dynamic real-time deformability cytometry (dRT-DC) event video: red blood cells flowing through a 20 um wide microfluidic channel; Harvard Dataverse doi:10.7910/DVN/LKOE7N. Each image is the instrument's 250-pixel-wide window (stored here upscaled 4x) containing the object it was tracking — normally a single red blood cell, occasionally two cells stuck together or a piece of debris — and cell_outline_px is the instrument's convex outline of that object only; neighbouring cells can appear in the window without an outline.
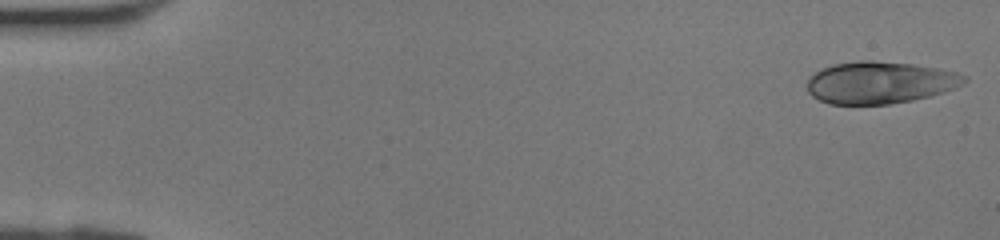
{"species": "human", "species_latin": "Homo sapiens", "temperature_condition": "room temperature", "stored_images_in_passage": 41, "camera_frame_rate_fps": 3000, "um_per_image_px": 0.085, "donor": {"sex": "female"}, "frame": {"image": 1, "passage_image": 1, "time_ms": 0.0, "image_size_px": [1000, 240], "cell_outline_px": [[968, 80], [956, 88], [928, 96], [912, 100], [888, 104], [828, 104], [812, 96], [808, 92], [808, 80], [816, 72], [832, 64], [860, 60], [872, 60], [912, 64], [940, 68], [956, 72], [968, 76]], "centroid_in_image_um": [74.81, 7.01], "position_along_channel_um": 10.2, "area_um2": 38.49}}
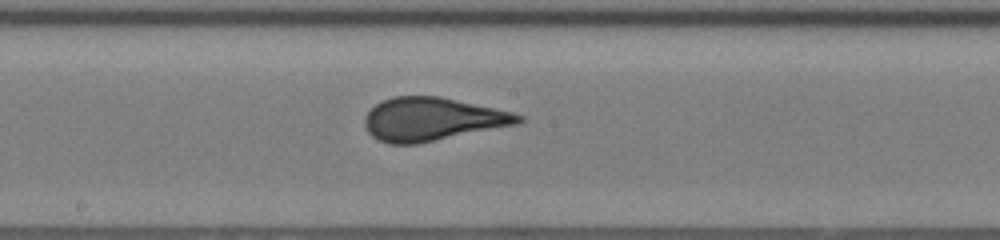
{"frame": {"image": 2, "passage_image": 22, "time_ms": 7.0, "image_size_px": [1000, 240], "cell_outline_px": [[524, 120], [520, 124], [416, 144], [388, 144], [372, 136], [368, 132], [364, 124], [364, 116], [376, 104], [392, 96], [440, 96], [512, 112], [524, 116]], "centroid_in_image_um": [36.75, 10.13], "position_along_channel_um": 211.4, "area_um2": 38.73}}
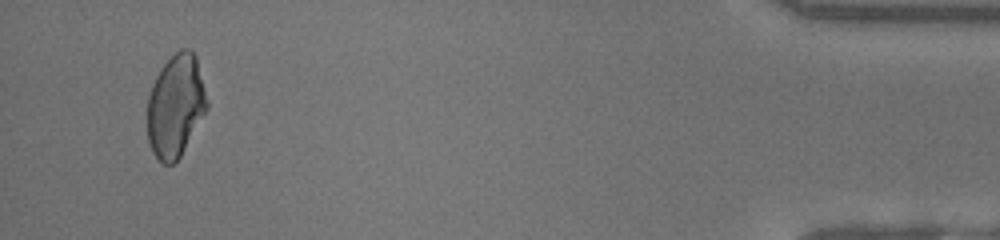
{"frame": {"image": 3, "passage_image": 39, "time_ms": 12.667, "image_size_px": [1000, 240], "cell_outline_px": [[208, 108], [180, 156], [172, 164], [164, 164], [152, 152], [148, 140], [148, 96], [152, 84], [156, 76], [164, 64], [180, 48], [188, 48], [196, 56], [208, 100]], "centroid_in_image_um": [14.93, 8.99], "position_along_channel_um": 420.3, "area_um2": 35.37}}